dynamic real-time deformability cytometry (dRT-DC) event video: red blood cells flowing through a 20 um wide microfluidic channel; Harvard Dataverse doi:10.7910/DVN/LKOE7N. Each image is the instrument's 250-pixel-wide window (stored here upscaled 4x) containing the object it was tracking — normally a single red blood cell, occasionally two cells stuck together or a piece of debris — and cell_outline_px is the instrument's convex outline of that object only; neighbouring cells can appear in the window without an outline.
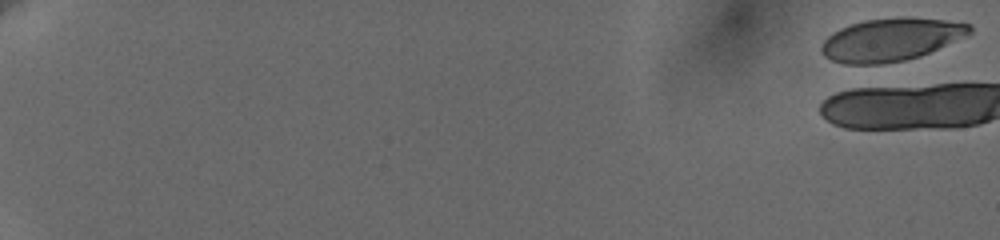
{"species": "human", "species_latin": "Homo sapiens", "temperature_condition": "cold", "stored_images_in_passage": 31, "camera_frame_rate_fps": 3000, "um_per_image_px": 0.085, "donor": {"sex": "female"}, "frame": {"image": 1, "passage_image": 1, "time_ms": 0.0, "image_size_px": [1000, 240], "cell_outline_px": [[972, 32], [920, 56], [904, 60], [880, 64], [844, 64], [832, 60], [824, 56], [820, 48], [824, 40], [832, 32], [840, 28], [864, 20], [900, 16], [908, 16], [944, 20], [972, 24]], "centroid_in_image_um": [75.7, 3.35], "position_along_channel_um": 9.3, "area_um2": 36.88}}